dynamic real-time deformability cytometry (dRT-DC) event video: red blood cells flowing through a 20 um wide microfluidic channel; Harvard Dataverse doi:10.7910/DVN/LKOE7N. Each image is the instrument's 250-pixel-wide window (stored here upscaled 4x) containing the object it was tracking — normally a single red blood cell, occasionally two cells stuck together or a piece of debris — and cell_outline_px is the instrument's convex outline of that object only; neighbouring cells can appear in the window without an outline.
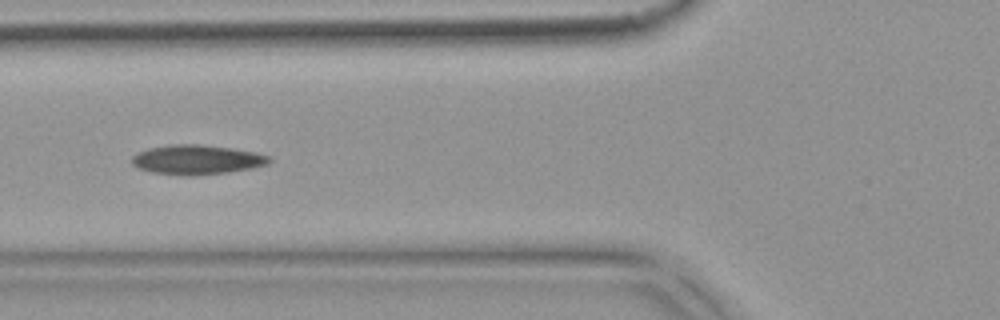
{"species": "common noctule bat (a hibernating species)", "species_latin": "Nyctalus noctula", "temperature_condition": "warm", "stored_images_in_passage": 7, "camera_frame_rate_fps": 3000, "um_per_image_px": 0.085, "animal": {"sex": "female", "body_mass_g": 18.4}, "frame": {"image": 1, "passage_image": 5, "time_ms": 1.333, "image_size_px": [1000, 320], "cell_outline_px": [[272, 160], [268, 164], [252, 168], [228, 172], [192, 176], [188, 176], [152, 172], [140, 168], [132, 164], [132, 156], [148, 148], [172, 144], [196, 144], [232, 148], [256, 152], [268, 156]], "centroid_in_image_um": [16.75, 13.57], "position_along_channel_um": 109.0, "area_um2": 23.52}}